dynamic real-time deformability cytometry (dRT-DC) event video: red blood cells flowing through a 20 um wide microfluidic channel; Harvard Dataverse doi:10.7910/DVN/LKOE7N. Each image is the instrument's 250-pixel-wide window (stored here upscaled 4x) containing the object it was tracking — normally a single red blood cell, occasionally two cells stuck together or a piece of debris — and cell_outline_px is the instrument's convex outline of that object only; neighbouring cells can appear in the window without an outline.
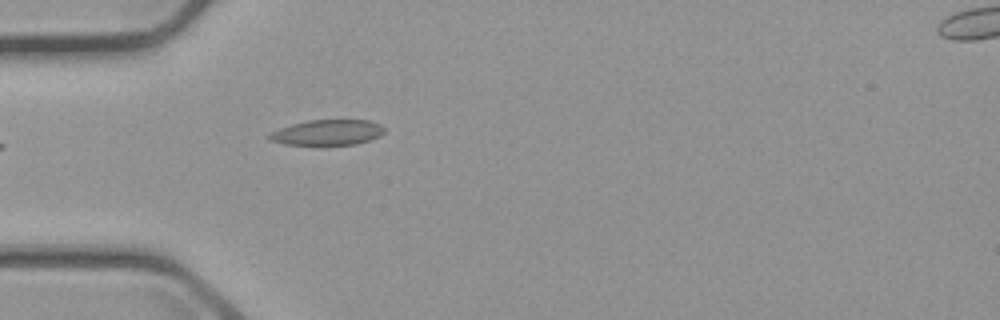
{"species": "common noctule bat (a hibernating species)", "species_latin": "Nyctalus noctula", "temperature_condition": "cold", "stored_images_in_passage": 1, "camera_frame_rate_fps": 3000, "um_per_image_px": 0.085, "animal": {"sex": "male", "body_mass_g": 23.1, "forearm_length_mm": 52.7}, "frame": {"image": 1, "passage_image": 1, "time_ms": 0.0, "image_size_px": [1000, 320], "cell_outline_px": [[384, 132], [380, 136], [356, 144], [320, 148], [284, 144], [272, 140], [268, 136], [272, 132], [280, 128], [292, 124], [308, 120], [368, 120], [380, 124], [384, 128]], "centroid_in_image_um": [27.83, 11.31], "position_along_channel_um": 57.2, "area_um2": 17.74}}